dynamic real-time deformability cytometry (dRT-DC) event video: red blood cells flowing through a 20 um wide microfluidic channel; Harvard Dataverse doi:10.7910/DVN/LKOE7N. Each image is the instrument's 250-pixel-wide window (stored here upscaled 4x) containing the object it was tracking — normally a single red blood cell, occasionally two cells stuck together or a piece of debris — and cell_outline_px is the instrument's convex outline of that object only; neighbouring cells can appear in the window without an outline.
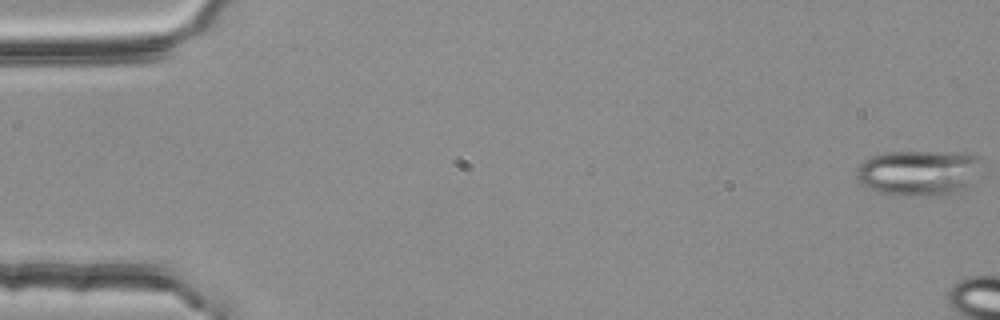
{"species": "common noctule bat (a hibernating species)", "species_latin": "Nyctalus noctula", "temperature_condition": "room temperature", "stored_images_in_passage": 9, "camera_frame_rate_fps": 3000, "um_per_image_px": 0.085, "animal": {"sex": "female", "body_mass_g": 25.1}, "frame": {"image": 1, "passage_image": 1, "time_ms": 0.0, "image_size_px": [1000, 320], "cell_outline_px": [[980, 160], [968, 192], [944, 196], [908, 196], [880, 192], [868, 188], [860, 184], [856, 176], [856, 168], [864, 160], [872, 156], [884, 152], [964, 152], [980, 156]], "centroid_in_image_um": [78.11, 14.71], "position_along_channel_um": 6.9, "area_um2": 33.93}}